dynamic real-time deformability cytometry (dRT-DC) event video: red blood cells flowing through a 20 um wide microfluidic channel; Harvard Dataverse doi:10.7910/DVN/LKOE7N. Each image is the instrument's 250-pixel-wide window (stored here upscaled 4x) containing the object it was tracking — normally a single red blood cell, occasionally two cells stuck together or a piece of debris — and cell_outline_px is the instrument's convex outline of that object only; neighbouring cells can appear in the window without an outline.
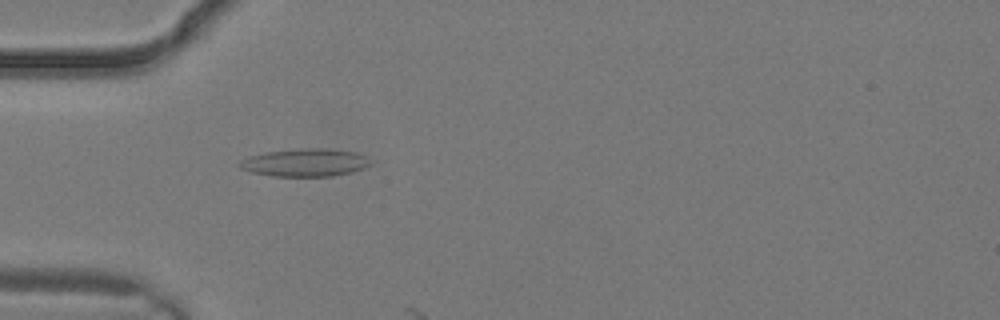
{"species": "common noctule bat (a hibernating species)", "species_latin": "Nyctalus noctula", "temperature_condition": "warm", "stored_images_in_passage": 2, "camera_frame_rate_fps": 3000, "um_per_image_px": 0.085, "animal": {"sex": "male", "body_mass_g": 19.2, "forearm_length_mm": 51.8}, "frame": {"image": 1, "passage_image": 2, "time_ms": 0.333, "image_size_px": [1000, 320], "cell_outline_px": [[372, 164], [364, 168], [352, 172], [332, 176], [272, 176], [252, 172], [240, 168], [236, 164], [240, 160], [248, 156], [264, 152], [304, 148], [324, 148], [356, 152], [364, 156]], "centroid_in_image_um": [25.89, 13.82], "position_along_channel_um": 59.1, "area_um2": 21.27}}